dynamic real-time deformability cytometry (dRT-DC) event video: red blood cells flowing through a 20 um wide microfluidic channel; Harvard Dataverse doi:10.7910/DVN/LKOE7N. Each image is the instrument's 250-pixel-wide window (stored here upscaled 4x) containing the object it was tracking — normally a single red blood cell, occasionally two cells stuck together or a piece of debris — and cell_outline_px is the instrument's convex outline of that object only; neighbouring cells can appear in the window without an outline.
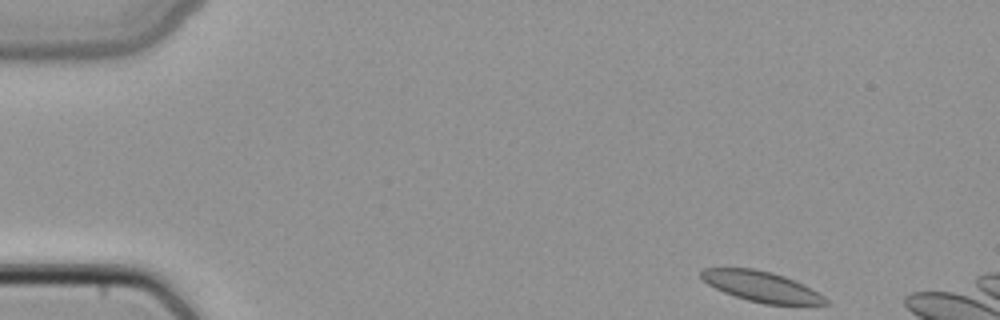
{"species": "common noctule bat (a hibernating species)", "species_latin": "Nyctalus noctula", "temperature_condition": "cold", "stored_images_in_passage": 7, "camera_frame_rate_fps": 3000, "um_per_image_px": 0.085, "animal": {"sex": "female", "body_mass_g": 22.7, "forearm_length_mm": 54.2}, "frame": {"image": 1, "passage_image": 1, "time_ms": 0.0, "image_size_px": [1000, 320], "cell_outline_px": [[828, 304], [764, 304], [748, 300], [724, 292], [708, 284], [700, 276], [700, 272], [704, 268], [752, 268], [772, 272], [784, 276], [804, 284], [824, 296], [828, 300]], "centroid_in_image_um": [64.72, 24.34], "position_along_channel_um": 20.3, "area_um2": 21.79}}